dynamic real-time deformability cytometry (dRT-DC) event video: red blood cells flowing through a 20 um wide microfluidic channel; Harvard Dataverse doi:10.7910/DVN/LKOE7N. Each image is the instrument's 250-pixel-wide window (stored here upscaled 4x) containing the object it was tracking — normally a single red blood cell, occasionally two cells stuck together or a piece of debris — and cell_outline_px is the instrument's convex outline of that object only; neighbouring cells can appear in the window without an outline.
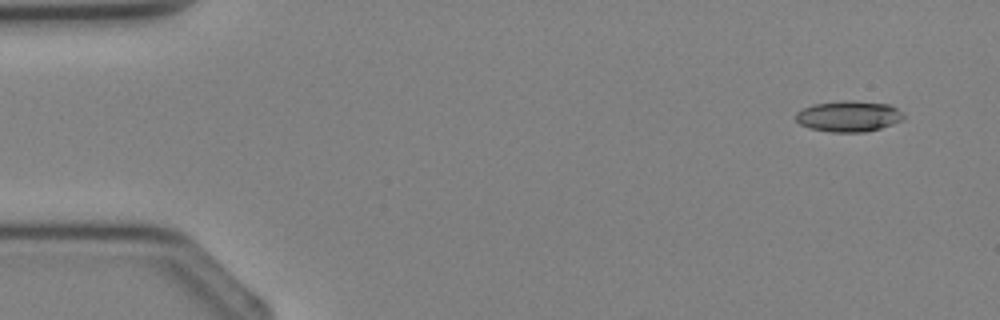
{"species": "Egyptian fruit bat (a non-hibernating species)", "species_latin": "Rousettus aegyptiacus", "temperature_condition": "cold", "stored_images_in_passage": 4, "camera_frame_rate_fps": 3000, "um_per_image_px": 0.085, "animal": {"sex": "female"}, "frame": {"image": 1, "passage_image": 1, "time_ms": 0.0, "image_size_px": [1000, 320], "cell_outline_px": [[904, 120], [880, 128], [864, 132], [832, 132], [808, 128], [800, 124], [796, 120], [796, 112], [812, 104], [844, 100], [852, 100], [888, 104], [896, 108], [904, 116]], "centroid_in_image_um": [72.12, 9.88], "position_along_channel_um": 12.9, "area_um2": 19.42}}
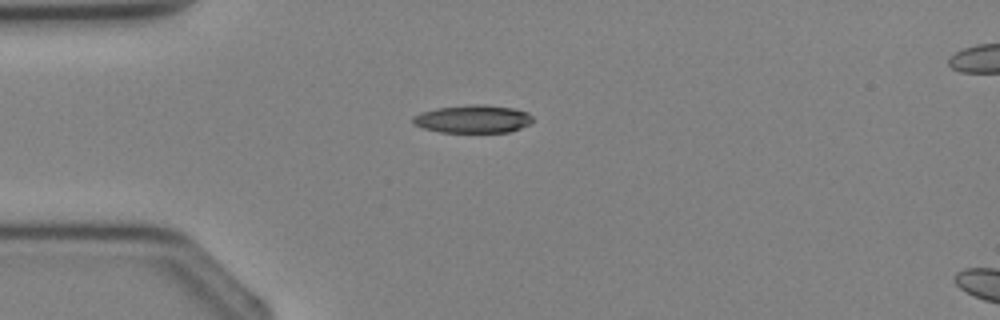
{"frame": {"image": 2, "passage_image": 3, "time_ms": 2.333, "image_size_px": [1000, 320], "cell_outline_px": [[532, 124], [508, 132], [440, 132], [424, 128], [412, 124], [412, 116], [420, 112], [436, 108], [472, 104], [484, 104], [512, 108], [528, 112], [532, 116]], "centroid_in_image_um": [40.19, 10.11], "position_along_channel_um": 44.8, "area_um2": 19.65}}